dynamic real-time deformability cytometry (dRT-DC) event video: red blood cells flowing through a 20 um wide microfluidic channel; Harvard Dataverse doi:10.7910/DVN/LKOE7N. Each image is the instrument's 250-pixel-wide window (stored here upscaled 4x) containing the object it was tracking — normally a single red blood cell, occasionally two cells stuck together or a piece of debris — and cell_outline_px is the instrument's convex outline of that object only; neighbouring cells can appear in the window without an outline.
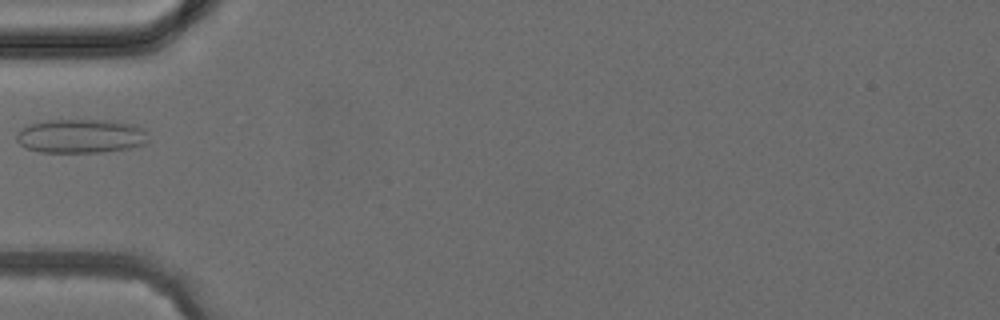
{"species": "common noctule bat (a hibernating species)", "species_latin": "Nyctalus noctula", "temperature_condition": "cold", "stored_images_in_passage": 4, "camera_frame_rate_fps": 3000, "um_per_image_px": 0.085, "animal": {"sex": "female", "body_mass_g": 24.6, "forearm_length_mm": 56.2}, "frame": {"image": 1, "passage_image": 4, "time_ms": 4.333, "image_size_px": [1000, 320], "cell_outline_px": [[148, 144], [128, 148], [104, 152], [40, 152], [28, 148], [20, 144], [16, 140], [16, 132], [20, 128], [28, 124], [44, 120], [112, 120], [132, 124], [140, 128], [144, 132], [148, 140]], "centroid_in_image_um": [6.83, 11.56], "position_along_channel_um": 78.2, "area_um2": 26.24}}